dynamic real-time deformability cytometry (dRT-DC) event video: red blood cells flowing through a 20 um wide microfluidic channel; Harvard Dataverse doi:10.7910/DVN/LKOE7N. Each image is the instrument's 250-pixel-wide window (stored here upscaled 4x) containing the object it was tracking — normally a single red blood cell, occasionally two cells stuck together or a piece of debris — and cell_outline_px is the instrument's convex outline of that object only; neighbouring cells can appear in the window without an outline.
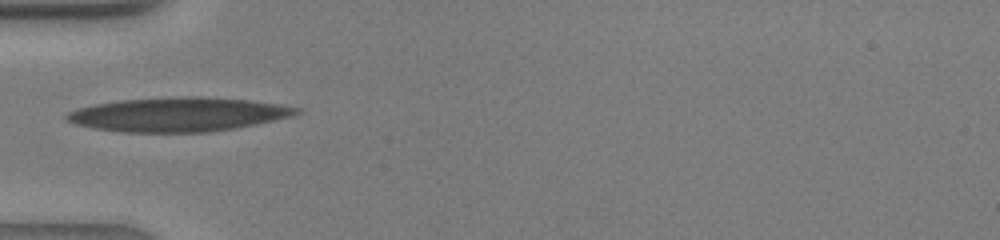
{"species": "human", "species_latin": "Homo sapiens", "temperature_condition": "warm", "stored_images_in_passage": 28, "camera_frame_rate_fps": 3000, "um_per_image_px": 0.085, "donor": {"sex": "male"}, "frame": {"image": 1, "passage_image": 1, "time_ms": 0.0, "image_size_px": [1000, 240], "cell_outline_px": [[300, 112], [296, 116], [236, 128], [208, 132], [120, 132], [92, 128], [76, 124], [68, 120], [64, 116], [68, 112], [76, 108], [96, 104], [120, 100], [184, 96], [200, 96], [248, 100], [276, 104], [300, 108]], "centroid_in_image_um": [15.15, 9.73], "position_along_channel_um": 69.8, "area_um2": 45.66}}
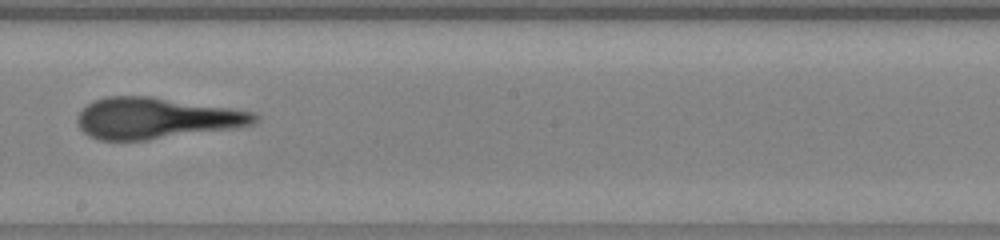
{"frame": {"image": 2, "passage_image": 11, "time_ms": 3.333, "image_size_px": [1000, 240], "cell_outline_px": [[260, 120], [252, 124], [236, 128], [148, 140], [100, 140], [88, 136], [80, 128], [76, 120], [80, 112], [88, 104], [96, 100], [108, 96], [148, 96], [228, 108], [252, 112], [260, 116]], "centroid_in_image_um": [13.27, 10.06], "position_along_channel_um": 234.9, "area_um2": 42.19}}
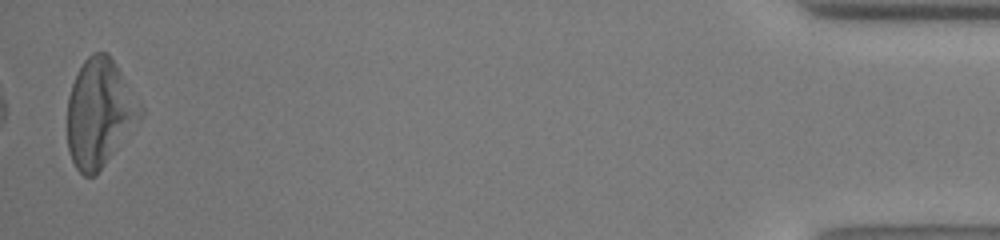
{"frame": {"image": 3, "passage_image": 28, "time_ms": 9.0, "image_size_px": [1000, 240], "cell_outline_px": [[144, 112], [140, 120], [96, 176], [84, 176], [76, 168], [72, 160], [68, 148], [68, 96], [72, 84], [84, 60], [92, 52], [108, 52], [116, 64], [144, 108]], "centroid_in_image_um": [8.48, 9.61], "position_along_channel_um": 426.7, "area_um2": 45.95}}